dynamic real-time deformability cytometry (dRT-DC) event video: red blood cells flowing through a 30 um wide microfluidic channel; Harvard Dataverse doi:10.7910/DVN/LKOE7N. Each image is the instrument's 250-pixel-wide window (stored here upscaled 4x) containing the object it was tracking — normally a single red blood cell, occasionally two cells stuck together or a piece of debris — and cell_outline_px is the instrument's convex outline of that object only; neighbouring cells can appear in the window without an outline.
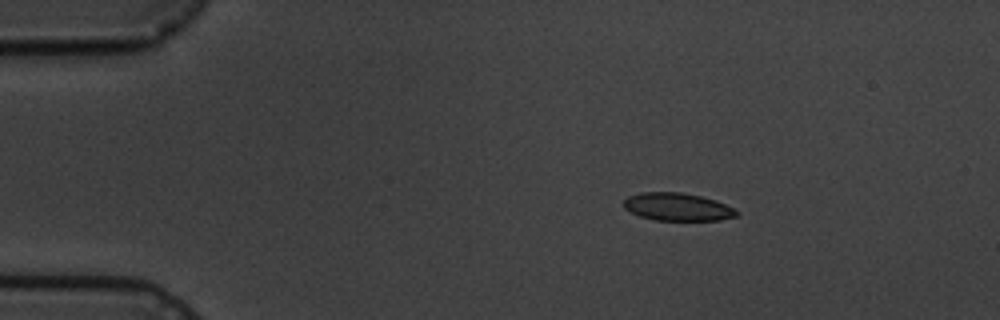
{"species": "common noctule bat (a hibernating species)", "species_latin": "Nyctalus noctula", "temperature_condition": "cold", "stored_images_in_passage": 4, "camera_frame_rate_fps": 3000, "um_per_image_px": 0.085, "animal": {"sex": "male", "body_mass_g": 19.5, "forearm_length_mm": 54.6}, "frame": {"image": 1, "passage_image": 2, "time_ms": 1.333, "image_size_px": [1000, 320], "cell_outline_px": [[740, 212], [736, 216], [720, 220], [656, 220], [640, 216], [624, 208], [624, 200], [628, 196], [640, 192], [680, 192], [700, 196], [716, 200]], "centroid_in_image_um": [57.57, 17.58], "position_along_channel_um": 27.4, "area_um2": 18.15}}